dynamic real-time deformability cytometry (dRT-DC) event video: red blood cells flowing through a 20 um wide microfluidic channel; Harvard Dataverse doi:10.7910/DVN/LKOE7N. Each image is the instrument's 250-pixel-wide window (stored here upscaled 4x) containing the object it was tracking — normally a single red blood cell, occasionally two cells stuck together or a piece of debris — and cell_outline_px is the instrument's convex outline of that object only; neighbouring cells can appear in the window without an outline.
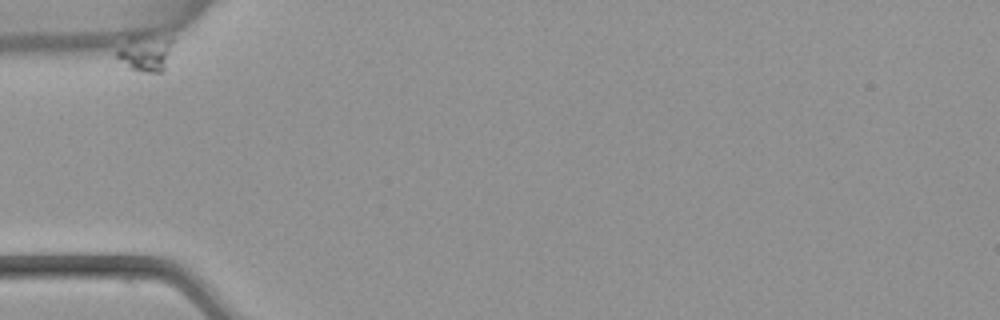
{"species": "common noctule bat (a hibernating species)", "species_latin": "Nyctalus noctula", "temperature_condition": "warm", "stored_images_in_passage": 46, "camera_frame_rate_fps": 3000, "um_per_image_px": 0.085, "animal": {"sex": "female", "body_mass_g": 22.7, "forearm_length_mm": 54.2}, "frame": {"image": 1, "passage_image": 1, "time_ms": 0.0, "image_size_px": [1000, 320], "cell_outline_px": [[172, 40], [164, 72], [148, 72], [128, 68], [116, 56], [116, 52], [132, 36]], "centroid_in_image_um": [12.33, 4.58], "position_along_channel_um": 72.7, "area_um2": 10.98}}
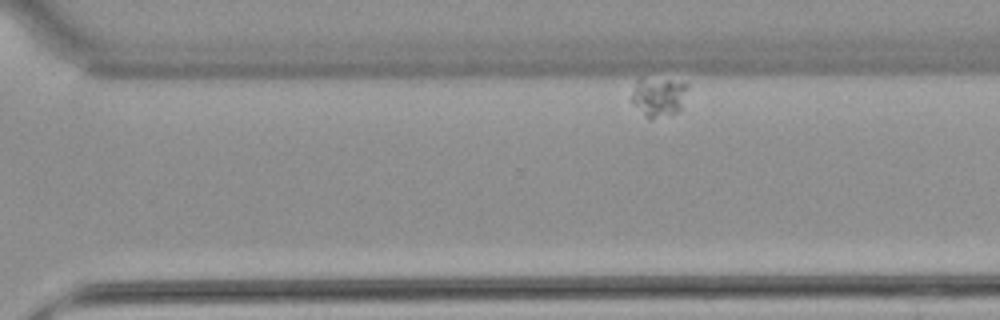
{"frame": {"image": 2, "passage_image": 39, "time_ms": 12.667, "image_size_px": [1000, 320], "cell_outline_px": [[688, 88], [680, 108], [676, 112], [652, 116], [644, 116], [632, 104], [632, 92], [636, 80], [640, 76], [668, 80], [688, 84]], "centroid_in_image_um": [55.92, 8.15], "position_along_channel_um": 314.7, "area_um2": 12.48}}
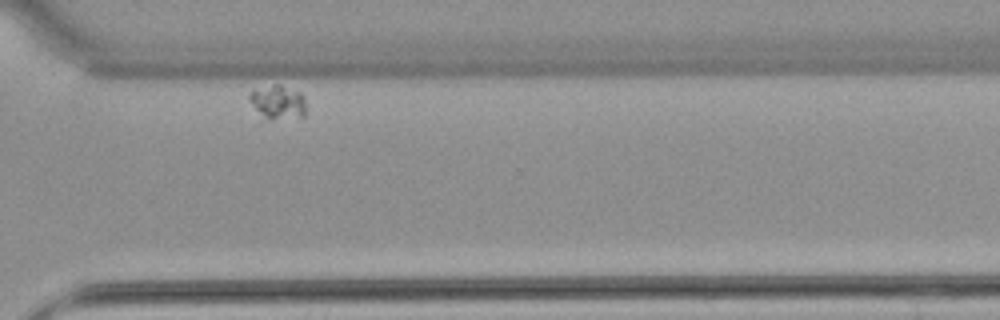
{"frame": {"image": 3, "passage_image": 43, "time_ms": 14.0, "image_size_px": [1000, 320], "cell_outline_px": [[304, 116], [260, 124], [248, 100], [248, 92], [276, 84], [280, 84], [300, 92], [304, 96]], "centroid_in_image_um": [23.5, 8.8], "position_along_channel_um": 347.1, "area_um2": 12.2}}